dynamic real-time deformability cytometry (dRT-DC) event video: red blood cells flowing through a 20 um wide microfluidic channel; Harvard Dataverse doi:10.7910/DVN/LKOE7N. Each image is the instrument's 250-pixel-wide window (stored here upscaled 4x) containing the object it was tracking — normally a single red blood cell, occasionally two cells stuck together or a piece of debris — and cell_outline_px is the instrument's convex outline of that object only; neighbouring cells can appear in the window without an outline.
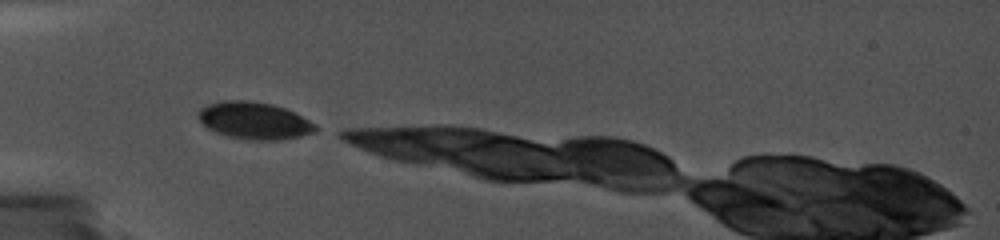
{"species": "common noctule bat (a hibernating species)", "species_latin": "Nyctalus noctula", "temperature_condition": "cold", "stored_images_in_passage": 13, "camera_frame_rate_fps": 5000, "um_per_image_px": 0.085, "animal": {"sex": "female", "body_mass_g": 19.0, "forearm_length_mm": 56.7}, "frame": {"image": 1, "passage_image": 1, "time_ms": 0.0, "image_size_px": [1000, 240], "cell_outline_px": [[316, 132], [300, 136], [280, 140], [252, 140], [228, 136], [216, 132], [208, 128], [196, 116], [196, 112], [200, 108], [208, 104], [224, 100], [248, 100], [272, 104], [284, 108], [316, 124]], "centroid_in_image_um": [21.58, 10.25], "position_along_channel_um": 63.4, "area_um2": 25.26}}
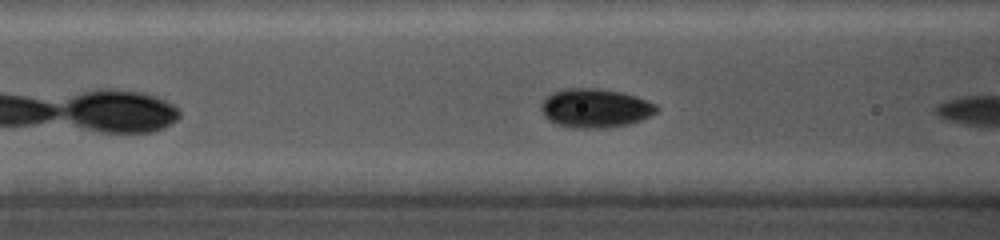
{"frame": {"image": 2, "passage_image": 12, "time_ms": 1.6, "image_size_px": [1000, 240], "cell_outline_px": [[660, 108], [656, 112], [640, 120], [628, 124], [604, 128], [572, 128], [556, 124], [548, 120], [544, 116], [540, 108], [540, 104], [544, 96], [552, 92], [568, 88], [596, 88], [620, 92], [636, 96], [656, 104]], "centroid_in_image_um": [50.54, 9.19], "position_along_channel_um": 116.1, "area_um2": 26.36}}